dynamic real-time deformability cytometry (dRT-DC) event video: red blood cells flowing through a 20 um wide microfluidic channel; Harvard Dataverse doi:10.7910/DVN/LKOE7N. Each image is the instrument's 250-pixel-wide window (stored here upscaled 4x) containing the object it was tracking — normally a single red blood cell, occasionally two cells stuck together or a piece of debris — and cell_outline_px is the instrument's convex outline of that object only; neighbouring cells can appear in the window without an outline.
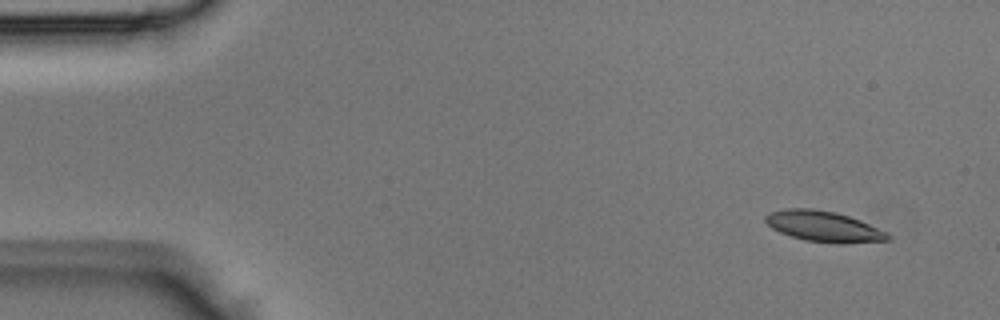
{"species": "Egyptian fruit bat (a non-hibernating species)", "species_latin": "Rousettus aegyptiacus", "temperature_condition": "room temperature", "stored_images_in_passage": 3, "segment_of_instrument_passage": [2, 2], "camera_frame_rate_fps": 3000, "um_per_image_px": 0.085, "animal": {"sex": "male"}, "frame": {"image": 1, "passage_image": 3, "time_ms": 0.667, "image_size_px": [1000, 320], "cell_outline_px": [[892, 236], [888, 240], [840, 244], [804, 240], [780, 232], [772, 228], [764, 220], [764, 216], [768, 212], [788, 208], [812, 208], [836, 212], [860, 220], [888, 232]], "centroid_in_image_um": [70.01, 19.24], "position_along_channel_um": 15.0, "area_um2": 21.96}}